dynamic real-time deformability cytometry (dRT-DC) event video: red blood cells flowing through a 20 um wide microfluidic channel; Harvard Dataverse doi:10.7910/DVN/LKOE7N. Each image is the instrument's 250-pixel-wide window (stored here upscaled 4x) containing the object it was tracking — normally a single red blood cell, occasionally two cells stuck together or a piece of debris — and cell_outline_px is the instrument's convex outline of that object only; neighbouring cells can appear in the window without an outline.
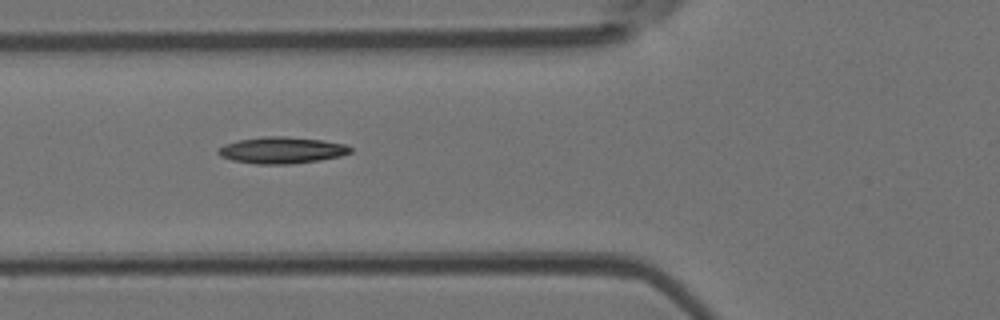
{"species": "Egyptian fruit bat (a non-hibernating species)", "species_latin": "Rousettus aegyptiacus", "temperature_condition": "room temperature", "stored_images_in_passage": 9, "camera_frame_rate_fps": 3000, "um_per_image_px": 0.085, "animal": {"sex": "female"}, "frame": {"image": 1, "passage_image": 6, "time_ms": 1.667, "image_size_px": [1000, 320], "cell_outline_px": [[352, 152], [340, 156], [320, 160], [292, 164], [256, 164], [232, 160], [220, 156], [216, 152], [224, 144], [240, 140], [264, 136], [284, 136], [320, 140], [344, 144], [352, 148]], "centroid_in_image_um": [23.94, 12.77], "position_along_channel_um": 101.9, "area_um2": 20.35}}
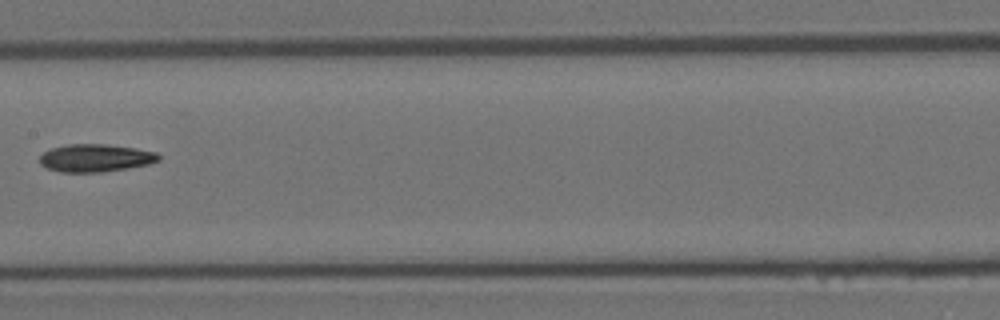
{"frame": {"image": 2, "passage_image": 8, "time_ms": 2.333, "image_size_px": [1000, 320], "cell_outline_px": [[160, 160], [148, 164], [100, 172], [60, 172], [48, 168], [40, 164], [40, 156], [44, 152], [52, 148], [68, 144], [104, 144], [136, 148], [156, 152], [160, 156]], "centroid_in_image_um": [8.11, 13.42], "position_along_channel_um": 199.3, "area_um2": 19.02}}
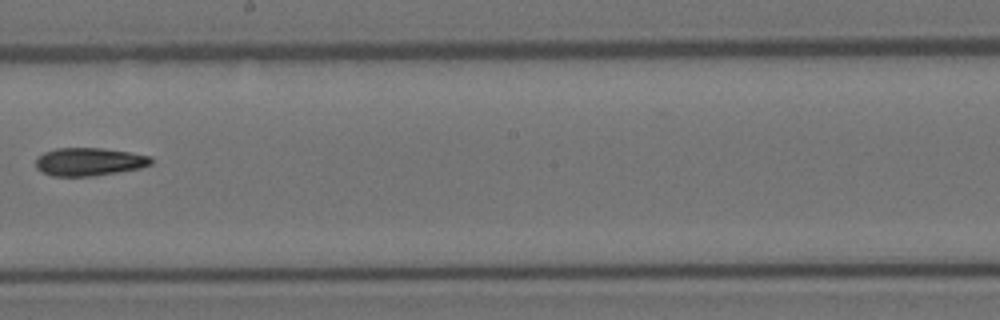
{"frame": {"image": 3, "passage_image": 9, "time_ms": 2.667, "image_size_px": [1000, 320], "cell_outline_px": [[152, 164], [140, 168], [92, 176], [52, 176], [40, 172], [36, 168], [36, 156], [44, 152], [56, 148], [100, 148], [128, 152], [152, 156]], "centroid_in_image_um": [7.54, 13.75], "position_along_channel_um": 240.7, "area_um2": 18.9}}